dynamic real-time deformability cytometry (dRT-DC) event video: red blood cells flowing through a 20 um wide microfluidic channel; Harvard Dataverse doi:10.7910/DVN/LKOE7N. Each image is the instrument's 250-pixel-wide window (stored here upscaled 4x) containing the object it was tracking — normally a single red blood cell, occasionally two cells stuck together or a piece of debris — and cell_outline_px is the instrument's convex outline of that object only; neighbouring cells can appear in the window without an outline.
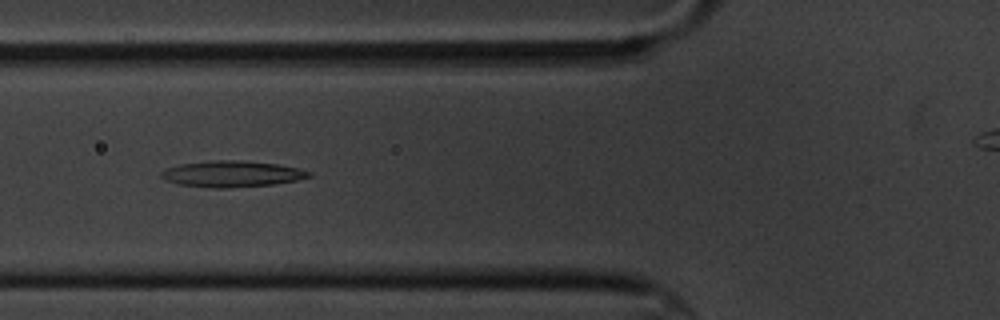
{"species": "common noctule bat (a hibernating species)", "species_latin": "Nyctalus noctula", "temperature_condition": "cold", "stored_images_in_passage": 7, "camera_frame_rate_fps": 3000, "um_per_image_px": 0.085, "animal": {"sex": "male", "body_mass_g": 20.1, "forearm_length_mm": 53.5}, "frame": {"image": 1, "passage_image": 6, "time_ms": 5.667, "image_size_px": [1000, 320], "cell_outline_px": [[312, 176], [296, 180], [272, 184], [228, 188], [212, 188], [176, 184], [164, 180], [160, 176], [160, 172], [164, 168], [180, 164], [212, 160], [236, 160], [276, 164], [300, 168], [312, 172]], "centroid_in_image_um": [19.66, 14.78], "position_along_channel_um": 106.1, "area_um2": 22.66}}
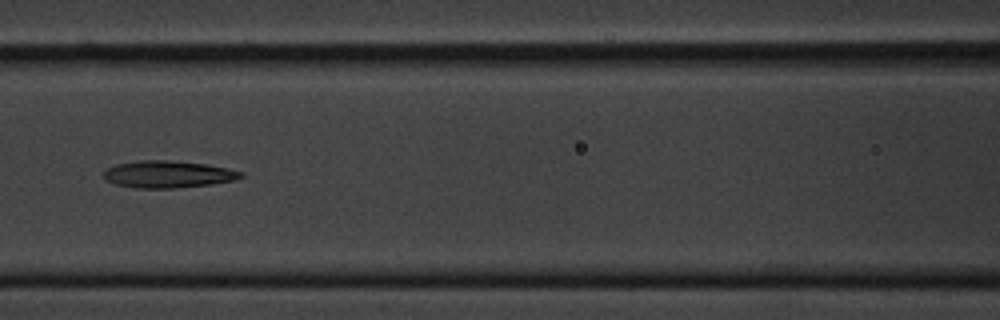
{"frame": {"image": 2, "passage_image": 7, "time_ms": 7.0, "image_size_px": [1000, 320], "cell_outline_px": [[244, 176], [232, 180], [212, 184], [176, 188], [136, 188], [116, 184], [104, 180], [104, 172], [108, 168], [116, 164], [140, 160], [168, 160], [208, 164], [228, 168], [244, 172]], "centroid_in_image_um": [14.29, 14.81], "position_along_channel_um": 152.3, "area_um2": 21.68}}